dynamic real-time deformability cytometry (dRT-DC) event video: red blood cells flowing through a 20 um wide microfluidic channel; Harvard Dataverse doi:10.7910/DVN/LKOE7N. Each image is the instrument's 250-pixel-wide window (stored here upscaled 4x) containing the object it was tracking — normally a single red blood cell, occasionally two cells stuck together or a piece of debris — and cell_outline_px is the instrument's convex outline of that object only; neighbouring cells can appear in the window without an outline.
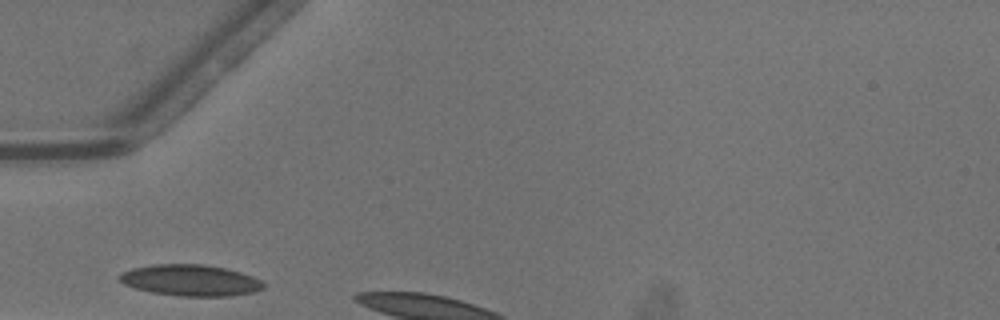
{"species": "common noctule bat (a hibernating species)", "species_latin": "Nyctalus noctula", "temperature_condition": "warm", "stored_images_in_passage": 3, "camera_frame_rate_fps": 3000, "um_per_image_px": 0.085, "animal": {"sex": "male", "body_mass_g": 13.3}, "frame": {"image": 1, "passage_image": 1, "time_ms": 0.0, "image_size_px": [1000, 320], "cell_outline_px": [[264, 288], [252, 292], [232, 296], [180, 296], [152, 292], [136, 288], [124, 284], [116, 280], [116, 276], [120, 272], [132, 268], [152, 264], [204, 264], [224, 268], [240, 272], [252, 276], [260, 280], [264, 284]], "centroid_in_image_um": [16.13, 23.82], "position_along_channel_um": 68.9, "area_um2": 26.36}}